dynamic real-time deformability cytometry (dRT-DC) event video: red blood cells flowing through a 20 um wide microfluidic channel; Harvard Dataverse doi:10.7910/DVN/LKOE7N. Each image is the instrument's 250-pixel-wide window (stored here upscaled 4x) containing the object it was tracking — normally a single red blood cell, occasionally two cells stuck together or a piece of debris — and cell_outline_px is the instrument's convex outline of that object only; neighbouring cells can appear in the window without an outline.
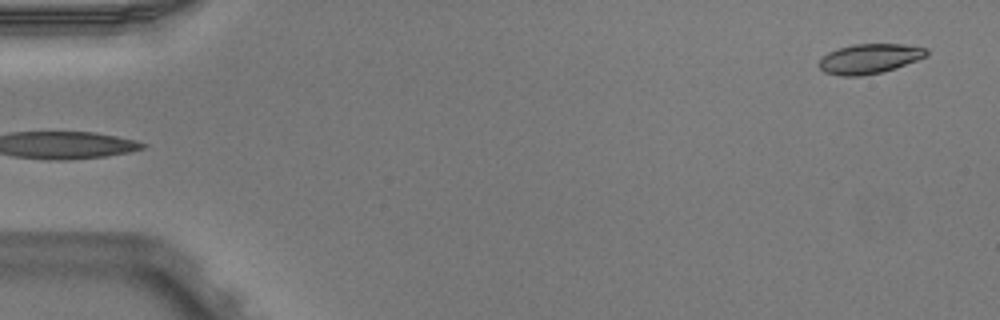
{"species": "Egyptian fruit bat (a non-hibernating species)", "species_latin": "Rousettus aegyptiacus", "temperature_condition": "warm", "stored_images_in_passage": 4, "segment_of_instrument_passage": [2, 2], "camera_frame_rate_fps": 3000, "um_per_image_px": 0.085, "animal": {"sex": "male"}, "frame": {"image": 1, "passage_image": 4, "time_ms": 1.0, "image_size_px": [1000, 320], "cell_outline_px": [[928, 56], [896, 68], [880, 72], [860, 76], [840, 76], [824, 72], [820, 68], [820, 60], [828, 52], [852, 44], [904, 44], [928, 48]], "centroid_in_image_um": [73.94, 4.98], "position_along_channel_um": 11.1, "area_um2": 18.61}}